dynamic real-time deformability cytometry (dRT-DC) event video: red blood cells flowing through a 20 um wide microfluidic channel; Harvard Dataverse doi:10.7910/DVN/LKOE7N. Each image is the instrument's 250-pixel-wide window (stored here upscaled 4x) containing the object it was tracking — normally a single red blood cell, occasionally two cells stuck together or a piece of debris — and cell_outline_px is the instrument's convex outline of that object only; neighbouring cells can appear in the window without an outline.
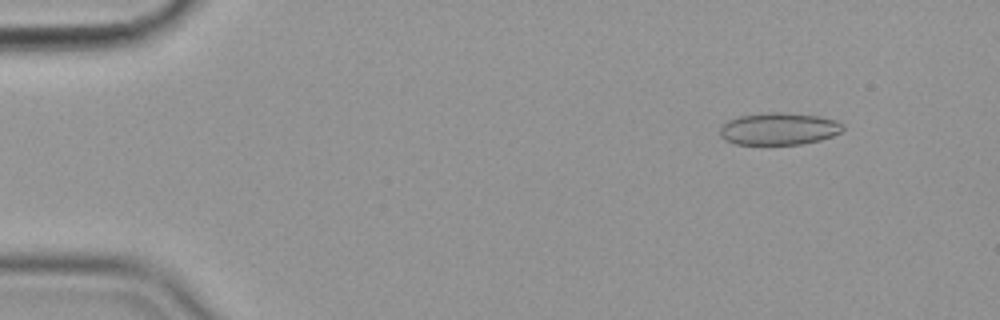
{"species": "common noctule bat (a hibernating species)", "species_latin": "Nyctalus noctula", "temperature_condition": "cold", "stored_images_in_passage": 56, "camera_frame_rate_fps": 3000, "um_per_image_px": 0.085, "animal": {"sex": "female", "body_mass_g": 19.9}, "frame": {"image": 1, "passage_image": 6, "time_ms": 1.667, "image_size_px": [1000, 320], "cell_outline_px": [[844, 128], [840, 132], [832, 136], [820, 140], [800, 144], [736, 144], [724, 140], [720, 136], [720, 128], [728, 120], [740, 116], [768, 112], [780, 112], [820, 116], [836, 120], [844, 124]], "centroid_in_image_um": [66.21, 10.94], "position_along_channel_um": 18.8, "area_um2": 23.06}}
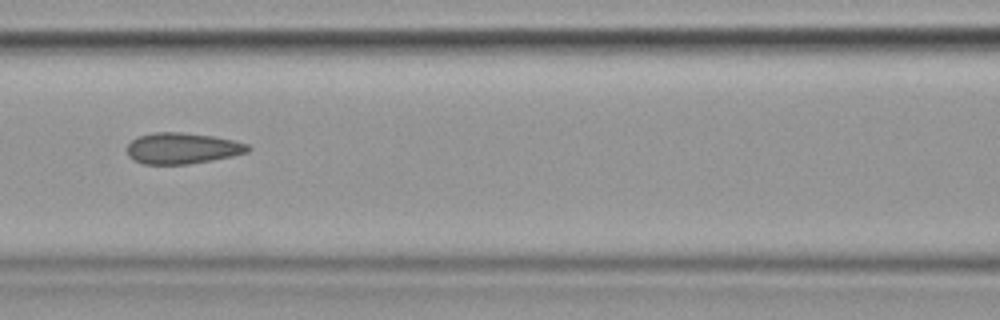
{"frame": {"image": 2, "passage_image": 25, "time_ms": 8.0, "image_size_px": [1000, 320], "cell_outline_px": [[252, 148], [248, 152], [232, 156], [212, 160], [188, 164], [144, 164], [132, 160], [128, 156], [124, 148], [136, 136], [152, 132], [180, 132], [212, 136], [232, 140], [248, 144]], "centroid_in_image_um": [15.44, 12.6], "position_along_channel_um": 151.2, "area_um2": 22.14}}
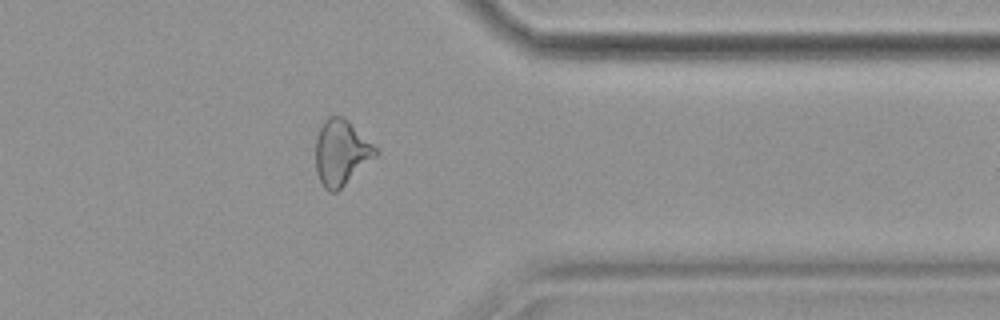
{"frame": {"image": 3, "passage_image": 45, "time_ms": 14.667, "image_size_px": [1000, 320], "cell_outline_px": [[380, 152], [376, 156], [336, 192], [328, 192], [324, 188], [316, 172], [316, 136], [324, 120], [328, 116], [344, 116]], "centroid_in_image_um": [28.98, 12.96], "position_along_channel_um": 382.4, "area_um2": 22.66}, "authors_computed_cell_mechanics": {"area_um2": 23.0333, "velocity_mm_per_s": 3.5929, "shape_relaxation_time_tau1_ms": null, "shape_relaxation_time_tau2_ms": 2.8773, "deformation_change_tau1": null, "deformation_change_tau2": 0.0853}}